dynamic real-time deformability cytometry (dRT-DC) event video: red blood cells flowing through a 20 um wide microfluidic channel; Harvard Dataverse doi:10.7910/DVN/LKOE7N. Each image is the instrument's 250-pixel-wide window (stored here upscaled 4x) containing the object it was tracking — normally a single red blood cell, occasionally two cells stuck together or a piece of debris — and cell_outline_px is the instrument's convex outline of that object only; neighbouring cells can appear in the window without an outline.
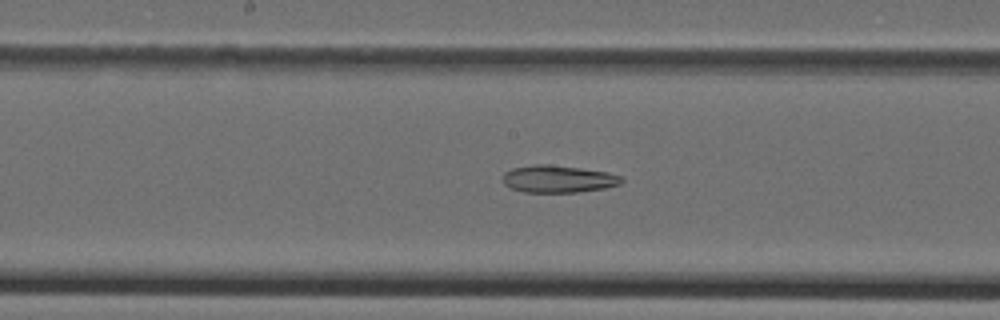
{"species": "Egyptian fruit bat (a non-hibernating species)", "species_latin": "Rousettus aegyptiacus", "temperature_condition": "cold", "stored_images_in_passage": 45, "camera_frame_rate_fps": 3000, "um_per_image_px": 0.085, "animal": {"sex": "female"}, "frame": {"image": 1, "passage_image": 22, "time_ms": 7.0, "image_size_px": [1000, 320], "cell_outline_px": [[624, 180], [620, 184], [604, 188], [576, 192], [524, 192], [508, 188], [504, 184], [504, 172], [512, 168], [532, 164], [548, 164], [580, 168], [608, 172], [620, 176]], "centroid_in_image_um": [47.42, 15.21], "position_along_channel_um": 200.8, "area_um2": 18.9}}
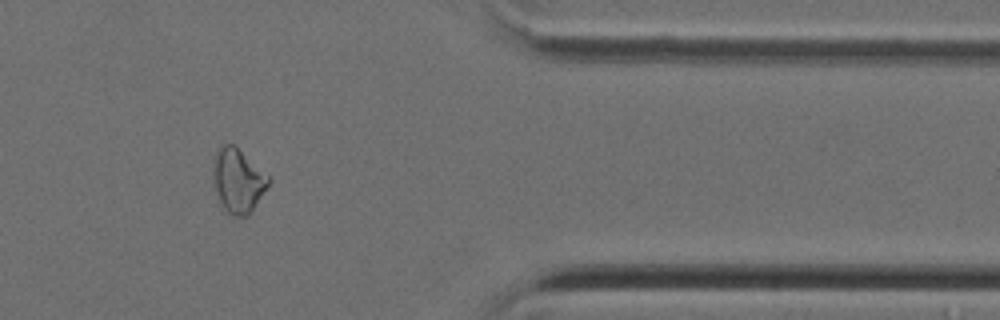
{"frame": {"image": 2, "passage_image": 37, "time_ms": 12.0, "image_size_px": [1000, 320], "cell_outline_px": [[272, 180], [248, 216], [232, 216], [224, 208], [220, 200], [212, 176], [212, 164], [216, 148], [224, 144], [232, 144], [268, 176]], "centroid_in_image_um": [20.2, 15.35], "position_along_channel_um": 391.2, "area_um2": 20.29}}
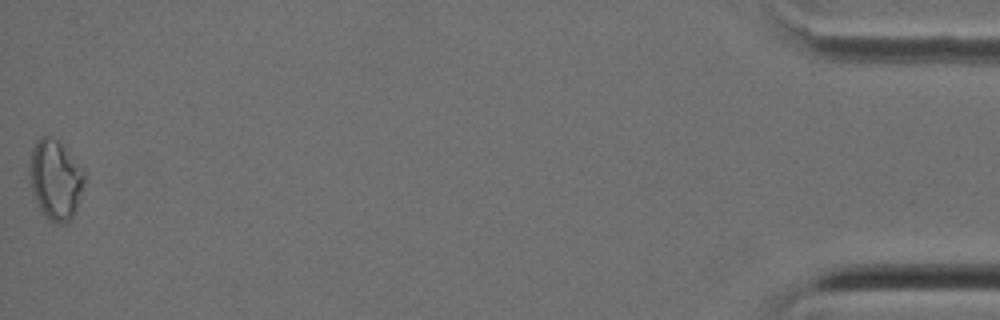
{"frame": {"image": 3, "passage_image": 45, "time_ms": 14.667, "image_size_px": [1000, 320], "cell_outline_px": [[84, 184], [76, 212], [64, 224], [60, 224], [44, 216], [32, 192], [28, 168], [32, 148], [36, 140], [40, 136], [48, 136], [56, 140], [60, 144], [84, 172]], "centroid_in_image_um": [4.68, 15.29], "position_along_channel_um": 430.5, "area_um2": 25.09}}